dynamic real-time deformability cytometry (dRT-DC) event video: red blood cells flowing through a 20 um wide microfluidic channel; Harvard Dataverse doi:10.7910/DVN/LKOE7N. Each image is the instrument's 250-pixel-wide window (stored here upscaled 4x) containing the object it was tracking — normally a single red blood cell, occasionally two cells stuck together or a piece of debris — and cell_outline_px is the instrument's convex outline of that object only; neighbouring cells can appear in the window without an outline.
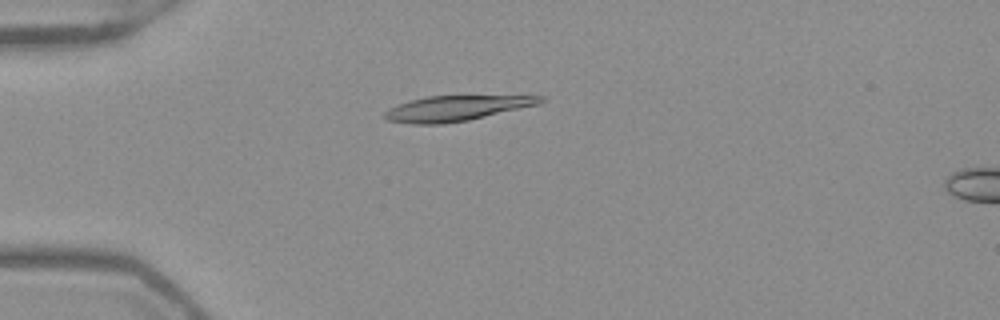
{"species": "Egyptian fruit bat (a non-hibernating species)", "species_latin": "Rousettus aegyptiacus", "temperature_condition": "warm", "stored_images_in_passage": 52, "camera_frame_rate_fps": 3000, "um_per_image_px": 0.085, "frame": {"image": 1, "passage_image": 14, "time_ms": 4.333, "image_size_px": [1000, 320], "cell_outline_px": [[544, 100], [540, 104], [468, 120], [444, 124], [412, 124], [388, 120], [384, 116], [384, 112], [388, 108], [412, 100], [428, 96], [544, 96]], "centroid_in_image_um": [38.78, 9.21], "position_along_channel_um": 46.2, "area_um2": 22.6}}
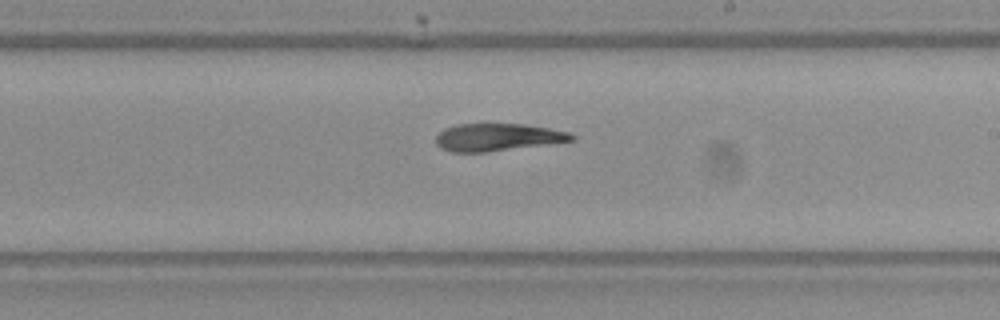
{"frame": {"image": 2, "passage_image": 31, "time_ms": 10.0, "image_size_px": [1000, 320], "cell_outline_px": [[576, 140], [488, 152], [452, 152], [440, 148], [436, 144], [436, 136], [444, 128], [456, 124], [524, 124], [548, 128], [568, 132], [576, 136]], "centroid_in_image_um": [42.28, 11.67], "position_along_channel_um": 246.7, "area_um2": 21.73}}
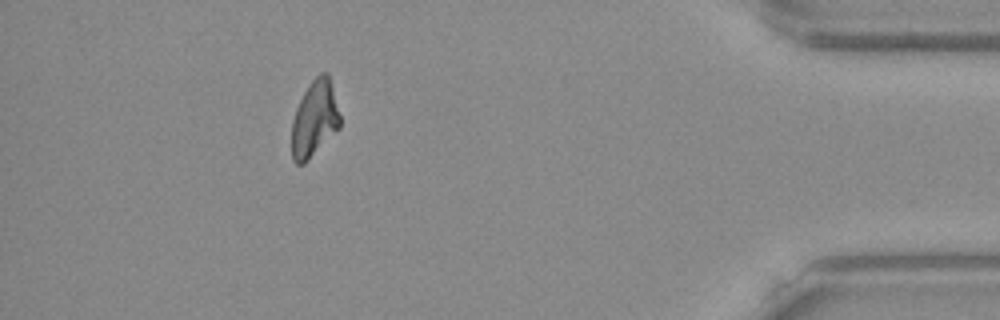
{"frame": {"image": 3, "passage_image": 47, "time_ms": 15.333, "image_size_px": [1000, 320], "cell_outline_px": [[340, 128], [304, 164], [296, 164], [292, 160], [292, 120], [296, 108], [304, 92], [312, 80], [320, 72], [328, 72], [340, 116]], "centroid_in_image_um": [26.73, 10.11], "position_along_channel_um": 408.5, "area_um2": 21.39}}